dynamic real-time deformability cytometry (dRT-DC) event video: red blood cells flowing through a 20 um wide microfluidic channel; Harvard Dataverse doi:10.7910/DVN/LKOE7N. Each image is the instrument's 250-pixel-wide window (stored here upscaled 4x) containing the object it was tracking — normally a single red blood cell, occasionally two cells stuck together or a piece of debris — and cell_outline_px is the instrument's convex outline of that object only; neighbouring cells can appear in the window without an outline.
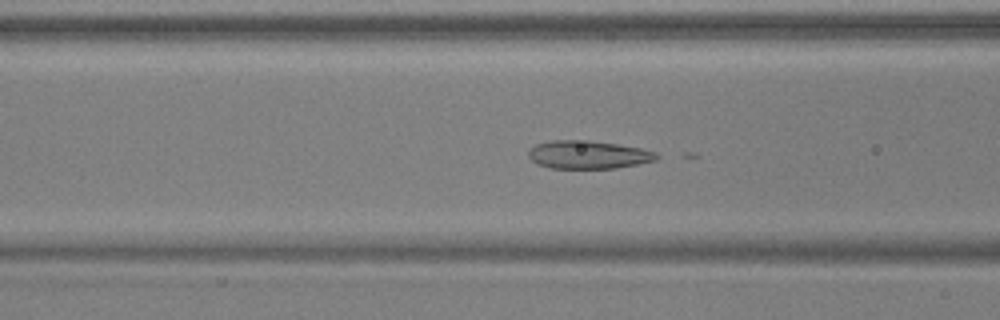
{"species": "common noctule bat (a hibernating species)", "species_latin": "Nyctalus noctula", "temperature_condition": "warm", "stored_images_in_passage": 53, "camera_frame_rate_fps": 3000, "um_per_image_px": 0.085, "animal": {"sex": "male", "body_mass_g": 17.9, "forearm_length_mm": 54.2}, "frame": {"image": 1, "passage_image": 21, "time_ms": 6.667, "image_size_px": [1000, 320], "cell_outline_px": [[660, 156], [656, 160], [616, 168], [552, 168], [536, 164], [528, 156], [528, 152], [536, 144], [552, 140], [588, 140], [616, 144], [640, 148], [656, 152]], "centroid_in_image_um": [49.99, 13.15], "position_along_channel_um": 116.6, "area_um2": 20.87}}
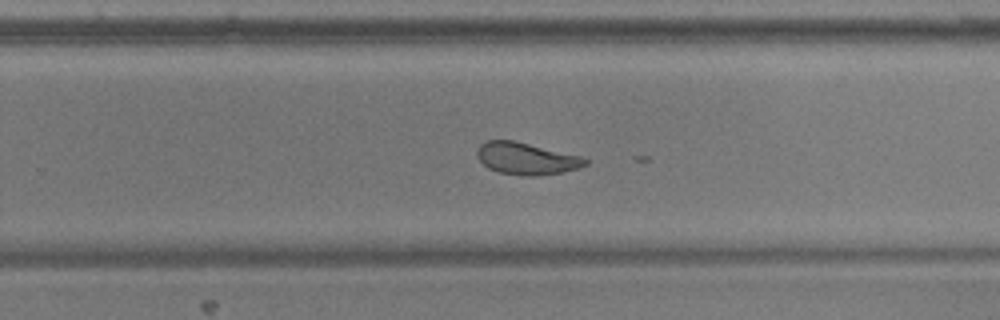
{"frame": {"image": 2, "passage_image": 34, "time_ms": 11.0, "image_size_px": [1000, 320], "cell_outline_px": [[588, 164], [580, 168], [560, 172], [536, 176], [524, 176], [500, 172], [488, 168], [476, 156], [476, 148], [480, 144], [488, 140], [512, 140], [580, 156], [588, 160]], "centroid_in_image_um": [44.71, 13.48], "position_along_channel_um": 285.1, "area_um2": 20.0}}
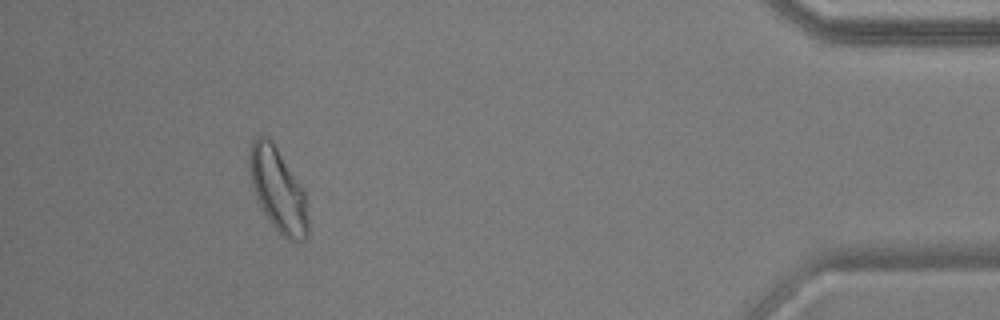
{"frame": {"image": 3, "passage_image": 48, "time_ms": 15.667, "image_size_px": [1000, 320], "cell_outline_px": [[308, 236], [304, 240], [288, 240], [272, 224], [264, 212], [256, 196], [252, 184], [248, 168], [248, 156], [252, 140], [256, 136], [268, 136], [272, 140], [308, 196]], "centroid_in_image_um": [23.65, 16.11], "position_along_channel_um": 411.6, "area_um2": 28.67}}